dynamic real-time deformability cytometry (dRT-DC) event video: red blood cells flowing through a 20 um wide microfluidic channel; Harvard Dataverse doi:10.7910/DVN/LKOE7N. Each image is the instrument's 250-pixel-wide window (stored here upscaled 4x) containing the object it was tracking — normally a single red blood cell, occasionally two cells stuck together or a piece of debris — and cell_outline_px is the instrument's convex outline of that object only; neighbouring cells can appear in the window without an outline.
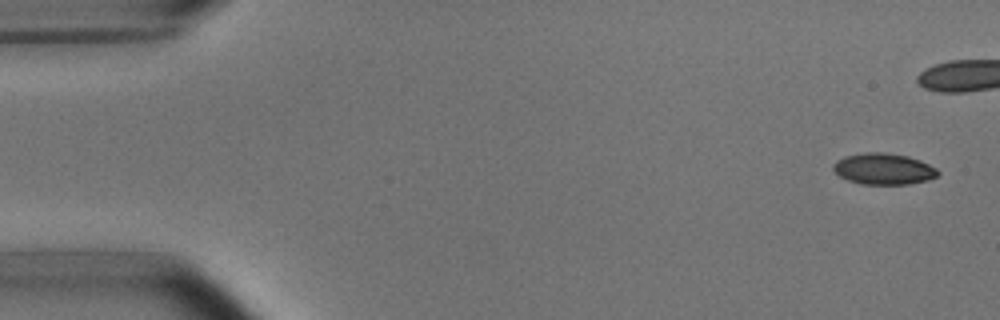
{"species": "common noctule bat (a hibernating species)", "species_latin": "Nyctalus noctula", "temperature_condition": "room temperature", "stored_images_in_passage": 8, "camera_frame_rate_fps": 3000, "um_per_image_px": 0.085, "animal": {"sex": "male", "body_mass_g": 15.6}, "frame": {"image": 1, "passage_image": 1, "time_ms": 0.0, "image_size_px": [1000, 320], "cell_outline_px": [[940, 172], [936, 176], [928, 180], [908, 184], [860, 184], [848, 180], [840, 176], [832, 168], [832, 164], [836, 160], [844, 156], [868, 152], [884, 152], [908, 156], [920, 160], [936, 168]], "centroid_in_image_um": [75.09, 14.35], "position_along_channel_um": 9.9, "area_um2": 19.07}}
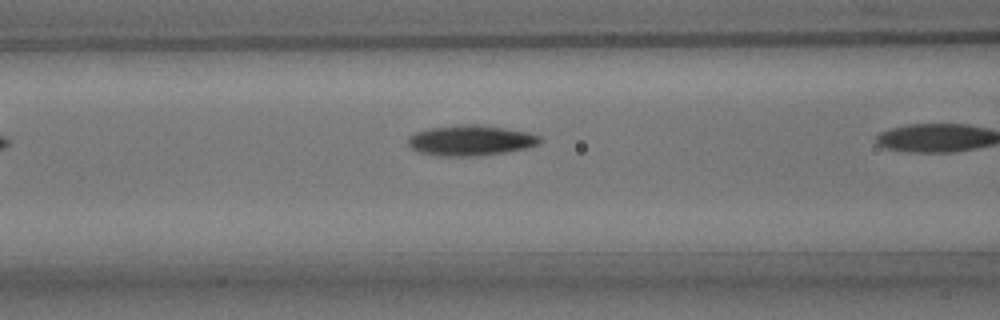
{"frame": {"image": 2, "passage_image": 8, "time_ms": 9.0, "image_size_px": [1000, 320], "cell_outline_px": [[544, 140], [540, 144], [528, 148], [504, 152], [472, 156], [440, 156], [420, 152], [412, 148], [408, 144], [408, 136], [416, 132], [428, 128], [456, 124], [476, 124], [504, 128], [528, 132], [540, 136]], "centroid_in_image_um": [40.02, 11.92], "position_along_channel_um": 126.6, "area_um2": 23.52}}